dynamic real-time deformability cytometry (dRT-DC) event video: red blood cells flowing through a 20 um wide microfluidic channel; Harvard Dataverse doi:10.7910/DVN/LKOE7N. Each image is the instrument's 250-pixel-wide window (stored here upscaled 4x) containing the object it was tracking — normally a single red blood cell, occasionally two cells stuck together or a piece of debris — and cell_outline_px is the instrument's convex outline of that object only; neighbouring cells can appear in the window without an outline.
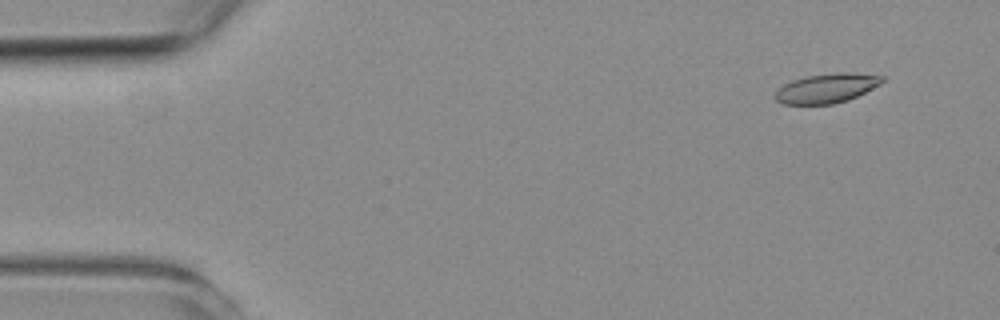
{"species": "common noctule bat (a hibernating species)", "species_latin": "Nyctalus noctula", "temperature_condition": "room temperature", "stored_images_in_passage": 56, "camera_frame_rate_fps": 3000, "um_per_image_px": 0.085, "animal": {"sex": "female", "body_mass_g": 19.3, "forearm_length_mm": 54.1}, "frame": {"image": 1, "passage_image": 5, "time_ms": 1.333, "image_size_px": [1000, 320], "cell_outline_px": [[884, 80], [880, 84], [848, 100], [832, 104], [784, 104], [776, 100], [776, 92], [784, 84], [792, 80], [808, 76], [840, 72], [848, 72], [884, 76]], "centroid_in_image_um": [70.27, 7.5], "position_along_channel_um": 14.7, "area_um2": 18.03}}
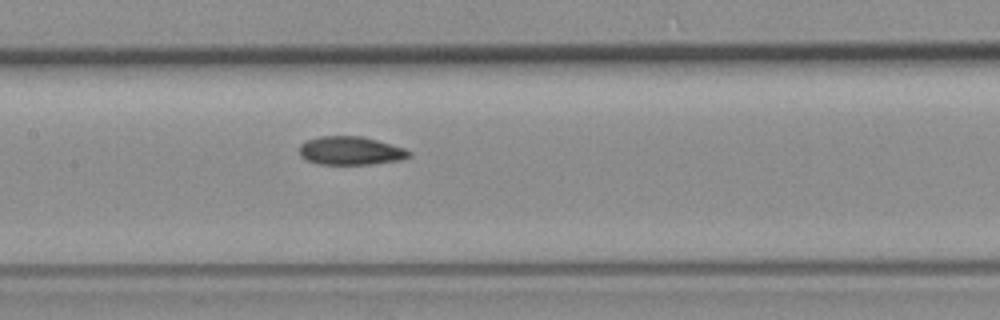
{"frame": {"image": 2, "passage_image": 27, "time_ms": 8.667, "image_size_px": [1000, 320], "cell_outline_px": [[412, 156], [404, 160], [372, 164], [316, 164], [300, 156], [300, 144], [308, 140], [320, 136], [364, 136], [404, 148], [412, 152]], "centroid_in_image_um": [29.85, 12.82], "position_along_channel_um": 177.6, "area_um2": 18.32}}
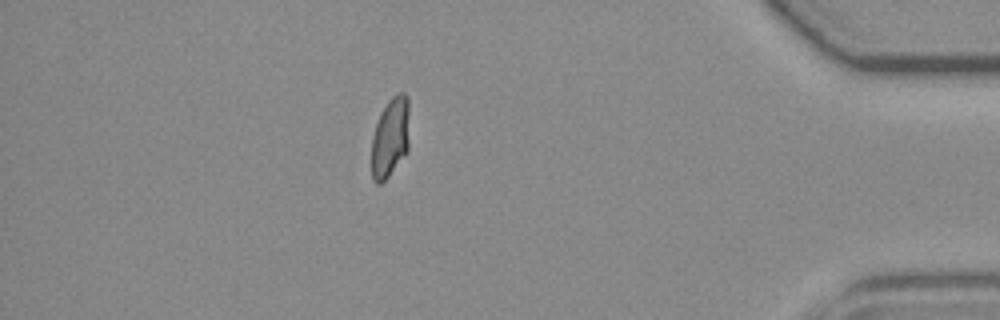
{"frame": {"image": 3, "passage_image": 49, "time_ms": 16.0, "image_size_px": [1000, 320], "cell_outline_px": [[408, 152], [388, 176], [380, 184], [376, 184], [372, 180], [372, 136], [380, 112], [388, 100], [396, 92], [404, 92], [408, 96]], "centroid_in_image_um": [33.17, 11.66], "position_along_channel_um": 402.0, "area_um2": 17.8}, "authors_computed_cell_mechanics": {"area_um2": 18.2937, "velocity_mm_per_s": 3.708, "shape_relaxation_time_tau1_ms": null, "shape_relaxation_time_tau2_ms": 1.5746, "deformation_change_tau1": null, "deformation_change_tau2": 0.0562}}